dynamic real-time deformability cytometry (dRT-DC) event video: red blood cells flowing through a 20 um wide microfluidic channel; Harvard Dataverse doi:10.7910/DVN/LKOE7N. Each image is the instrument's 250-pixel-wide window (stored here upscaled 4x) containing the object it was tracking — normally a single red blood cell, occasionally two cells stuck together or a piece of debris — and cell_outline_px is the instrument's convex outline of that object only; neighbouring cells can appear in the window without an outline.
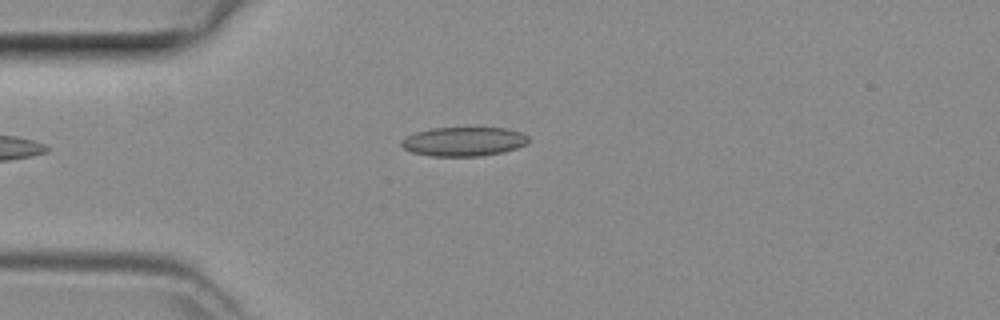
{"species": "common noctule bat (a hibernating species)", "species_latin": "Nyctalus noctula", "temperature_condition": "room temperature", "stored_images_in_passage": 30, "camera_frame_rate_fps": 3000, "um_per_image_px": 0.085, "animal": {"sex": "female", "body_mass_g": 29.2, "forearm_length_mm": 56.3}, "frame": {"image": 1, "passage_image": 1, "time_ms": 0.0, "image_size_px": [1000, 320], "cell_outline_px": [[528, 144], [504, 152], [480, 156], [432, 156], [412, 152], [404, 148], [400, 144], [400, 140], [416, 132], [432, 128], [504, 128], [520, 132], [528, 136]], "centroid_in_image_um": [39.42, 12.03], "position_along_channel_um": 45.6, "area_um2": 21.5}}
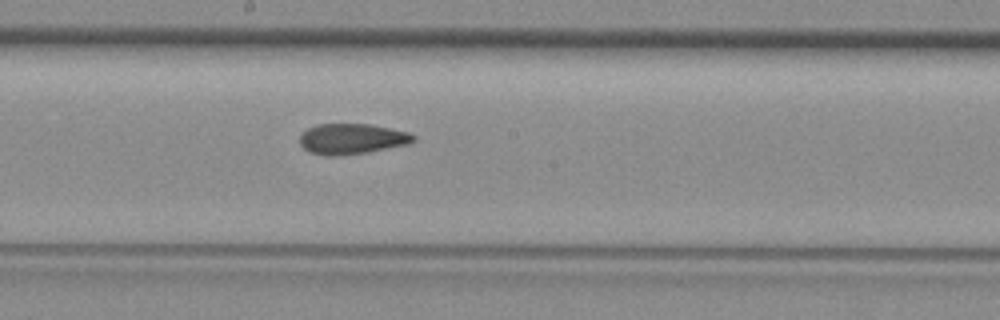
{"frame": {"image": 2, "passage_image": 14, "time_ms": 4.333, "image_size_px": [1000, 320], "cell_outline_px": [[416, 140], [408, 144], [368, 152], [340, 156], [324, 156], [308, 152], [300, 144], [300, 136], [308, 128], [320, 124], [368, 124], [408, 132], [416, 136]], "centroid_in_image_um": [29.9, 11.82], "position_along_channel_um": 218.3, "area_um2": 20.23}}
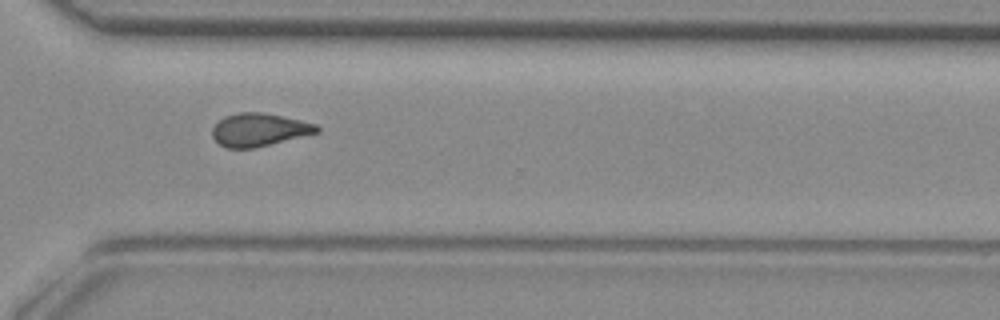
{"frame": {"image": 3, "passage_image": 23, "time_ms": 7.333, "image_size_px": [1000, 320], "cell_outline_px": [[320, 132], [256, 148], [228, 148], [220, 144], [212, 136], [212, 128], [224, 116], [240, 112], [264, 112], [300, 120], [316, 124], [320, 128]], "centroid_in_image_um": [22.04, 11.03], "position_along_channel_um": 348.6, "area_um2": 20.11}}